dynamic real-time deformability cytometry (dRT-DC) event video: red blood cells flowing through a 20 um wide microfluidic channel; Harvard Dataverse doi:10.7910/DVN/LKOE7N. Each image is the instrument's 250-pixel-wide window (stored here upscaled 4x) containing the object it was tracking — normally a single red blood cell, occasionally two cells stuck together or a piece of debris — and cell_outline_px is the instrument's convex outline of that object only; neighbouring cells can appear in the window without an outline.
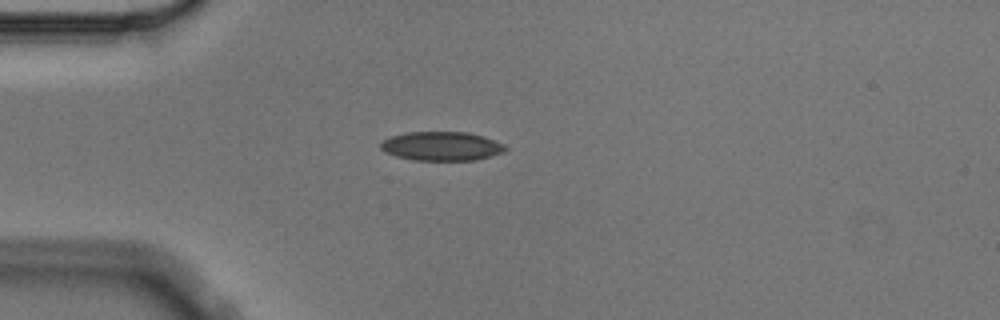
{"species": "Egyptian fruit bat (a non-hibernating species)", "species_latin": "Rousettus aegyptiacus", "temperature_condition": "cold", "stored_images_in_passage": 5, "camera_frame_rate_fps": 3000, "um_per_image_px": 0.085, "animal": {"sex": "male"}, "frame": {"image": 1, "passage_image": 3, "time_ms": 0.667, "image_size_px": [1000, 320], "cell_outline_px": [[508, 148], [504, 152], [476, 160], [412, 160], [396, 156], [384, 152], [380, 148], [380, 144], [384, 140], [392, 136], [408, 132], [468, 132], [484, 136], [504, 144]], "centroid_in_image_um": [37.55, 12.42], "position_along_channel_um": 47.5, "area_um2": 21.1}}
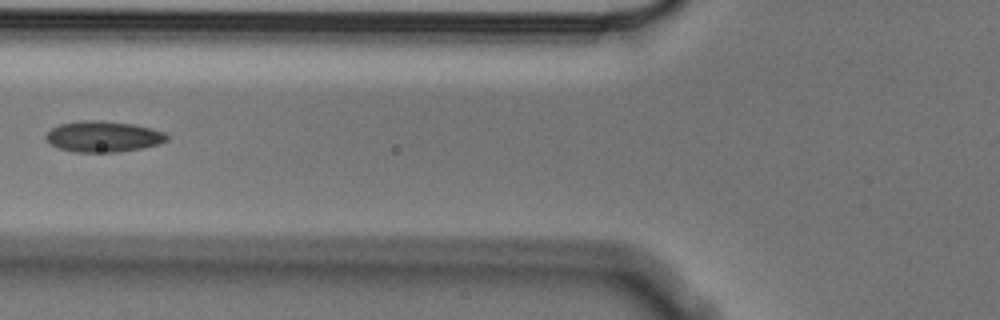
{"frame": {"image": 2, "passage_image": 5, "time_ms": 1.333, "image_size_px": [1000, 320], "cell_outline_px": [[168, 140], [156, 144], [140, 148], [116, 152], [76, 152], [56, 148], [48, 144], [44, 136], [52, 128], [60, 124], [80, 120], [100, 120], [132, 124], [152, 128], [164, 132], [168, 136]], "centroid_in_image_um": [8.72, 11.6], "position_along_channel_um": 117.1, "area_um2": 21.85}}